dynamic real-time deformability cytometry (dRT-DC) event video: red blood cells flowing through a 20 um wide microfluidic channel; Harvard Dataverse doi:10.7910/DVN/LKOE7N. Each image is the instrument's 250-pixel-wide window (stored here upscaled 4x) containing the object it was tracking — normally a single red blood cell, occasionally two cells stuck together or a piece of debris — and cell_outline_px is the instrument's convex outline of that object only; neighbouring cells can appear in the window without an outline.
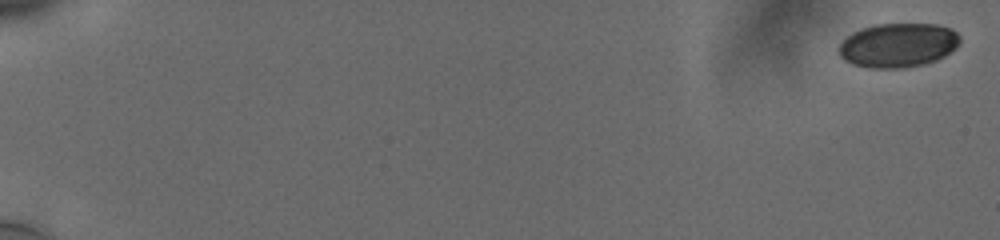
{"species": "human", "species_latin": "Homo sapiens", "temperature_condition": "cold", "stored_images_in_passage": 68, "camera_frame_rate_fps": 3000, "um_per_image_px": 0.085, "donor": {"sex": "male"}, "frame": {"image": 1, "passage_image": 1, "time_ms": 0.0, "image_size_px": [1000, 240], "cell_outline_px": [[960, 40], [956, 48], [944, 56], [936, 60], [924, 64], [904, 68], [868, 68], [852, 64], [844, 60], [840, 56], [840, 44], [852, 32], [860, 28], [876, 24], [936, 24], [952, 28], [960, 36]], "centroid_in_image_um": [76.35, 3.84], "position_along_channel_um": 8.7, "area_um2": 31.33}}
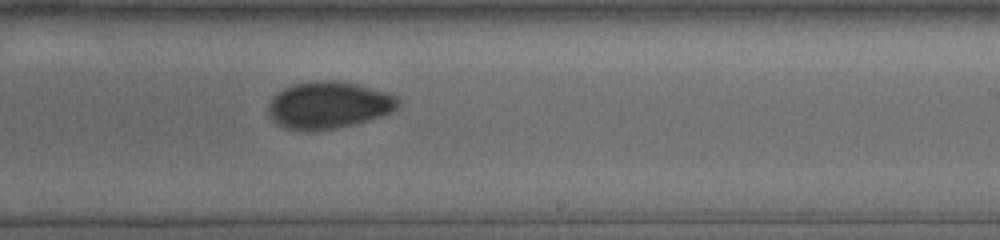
{"frame": {"image": 2, "passage_image": 40, "time_ms": 12.333, "image_size_px": [1000, 240], "cell_outline_px": [[400, 104], [392, 112], [380, 116], [352, 124], [336, 128], [308, 132], [304, 132], [284, 128], [276, 124], [272, 120], [268, 112], [268, 104], [272, 96], [284, 88], [292, 84], [316, 80], [332, 80], [356, 84], [384, 92], [396, 96], [400, 100]], "centroid_in_image_um": [27.87, 8.95], "position_along_channel_um": 261.1, "area_um2": 35.72}}
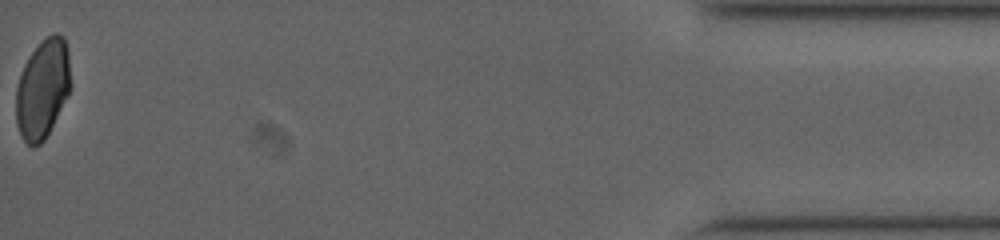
{"frame": {"image": 3, "passage_image": 68, "time_ms": 19.0, "image_size_px": [1000, 240], "cell_outline_px": [[68, 92], [44, 140], [40, 144], [32, 148], [20, 136], [16, 124], [16, 88], [24, 64], [28, 56], [52, 32], [56, 32], [64, 36], [68, 48]], "centroid_in_image_um": [3.57, 7.56], "position_along_channel_um": 431.6, "area_um2": 30.87}, "authors_computed_cell_mechanics": {"area_um2": 33.813, "velocity_mm_per_s": 3.7635, "shape_relaxation_time_tau1_ms": null, "shape_relaxation_time_tau2_ms": 1.5025, "deformation_change_tau1": null, "deformation_change_tau2": 0.0441}}